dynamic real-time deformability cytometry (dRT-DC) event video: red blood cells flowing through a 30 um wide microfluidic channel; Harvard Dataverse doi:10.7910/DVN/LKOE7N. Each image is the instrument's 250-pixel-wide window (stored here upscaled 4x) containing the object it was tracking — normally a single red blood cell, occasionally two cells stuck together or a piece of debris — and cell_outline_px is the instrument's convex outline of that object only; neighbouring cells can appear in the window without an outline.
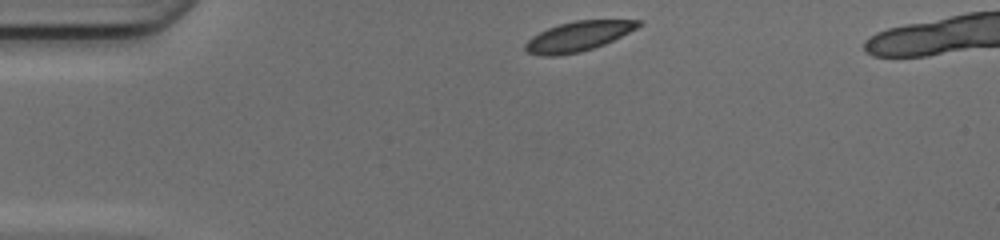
{"species": "common noctule bat (a hibernating species)", "species_latin": "Nyctalus noctula", "temperature_condition": "cold", "stored_images_in_passage": 38, "camera_frame_rate_fps": 3000, "um_per_image_px": 0.085, "animal": {"sex": "female", "body_mass_g": 17.0, "forearm_length_mm": 48.0}, "frame": {"image": 1, "passage_image": 1, "time_ms": 0.0, "image_size_px": [1000, 240], "cell_outline_px": [[644, 24], [604, 44], [580, 52], [560, 56], [540, 56], [528, 52], [524, 48], [524, 44], [532, 36], [548, 28], [560, 24], [576, 20], [644, 20]], "centroid_in_image_um": [49.13, 3.09], "position_along_channel_um": 35.9, "area_um2": 19.54}}
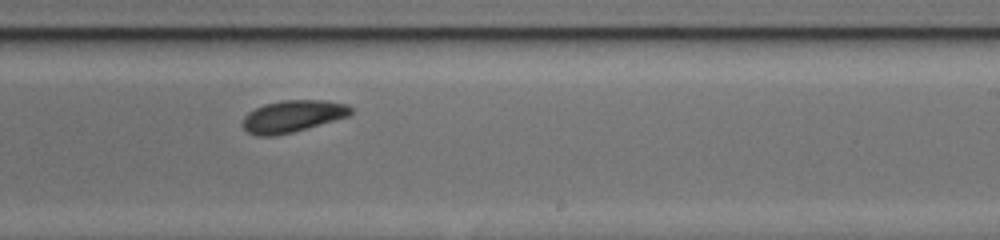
{"frame": {"image": 2, "passage_image": 21, "time_ms": 6.667, "image_size_px": [1000, 240], "cell_outline_px": [[352, 112], [348, 116], [292, 132], [276, 136], [256, 136], [248, 132], [240, 124], [244, 116], [248, 112], [264, 104], [280, 100], [324, 100], [348, 104], [352, 108]], "centroid_in_image_um": [24.83, 9.88], "position_along_channel_um": 264.2, "area_um2": 20.17}}
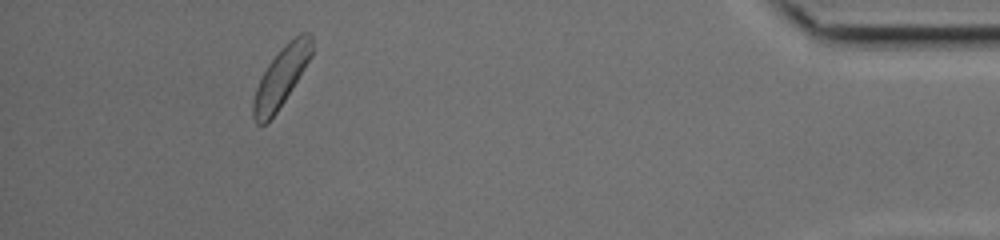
{"frame": {"image": 3, "passage_image": 36, "time_ms": 11.667, "image_size_px": [1000, 240], "cell_outline_px": [[312, 56], [292, 88], [276, 112], [264, 124], [256, 124], [252, 116], [252, 100], [256, 88], [268, 64], [280, 48], [288, 40], [300, 32], [312, 32]], "centroid_in_image_um": [23.9, 6.49], "position_along_channel_um": 411.3, "area_um2": 20.23}}